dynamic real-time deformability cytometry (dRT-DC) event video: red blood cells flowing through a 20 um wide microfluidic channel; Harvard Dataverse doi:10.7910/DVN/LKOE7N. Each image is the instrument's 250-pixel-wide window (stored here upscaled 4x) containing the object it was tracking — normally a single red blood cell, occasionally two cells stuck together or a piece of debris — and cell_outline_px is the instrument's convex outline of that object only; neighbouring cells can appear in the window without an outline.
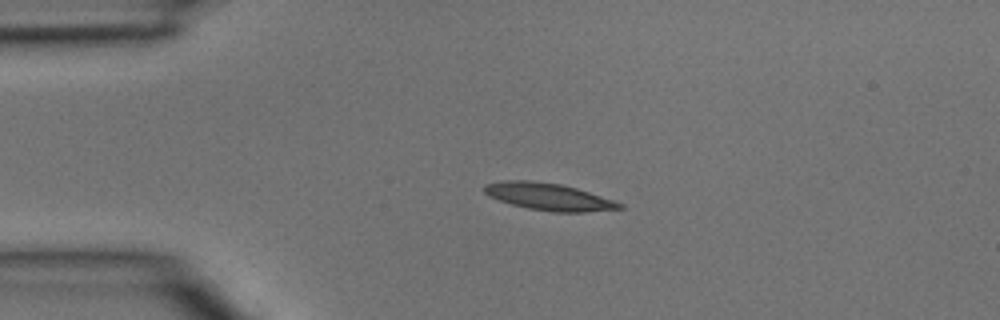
{"species": "common noctule bat (a hibernating species)", "species_latin": "Nyctalus noctula", "temperature_condition": "room temperature", "stored_images_in_passage": 4, "segment_of_instrument_passage": [1, 2], "camera_frame_rate_fps": 3000, "um_per_image_px": 0.085, "animal": {"sex": "male", "body_mass_g": 15.6}, "frame": {"image": 1, "passage_image": 2, "time_ms": 0.333, "image_size_px": [1000, 320], "cell_outline_px": [[624, 208], [584, 212], [552, 212], [528, 208], [512, 204], [488, 196], [484, 192], [484, 184], [504, 180], [532, 180], [560, 184], [576, 188], [624, 204]], "centroid_in_image_um": [46.61, 16.71], "position_along_channel_um": 38.4, "area_um2": 21.21}}